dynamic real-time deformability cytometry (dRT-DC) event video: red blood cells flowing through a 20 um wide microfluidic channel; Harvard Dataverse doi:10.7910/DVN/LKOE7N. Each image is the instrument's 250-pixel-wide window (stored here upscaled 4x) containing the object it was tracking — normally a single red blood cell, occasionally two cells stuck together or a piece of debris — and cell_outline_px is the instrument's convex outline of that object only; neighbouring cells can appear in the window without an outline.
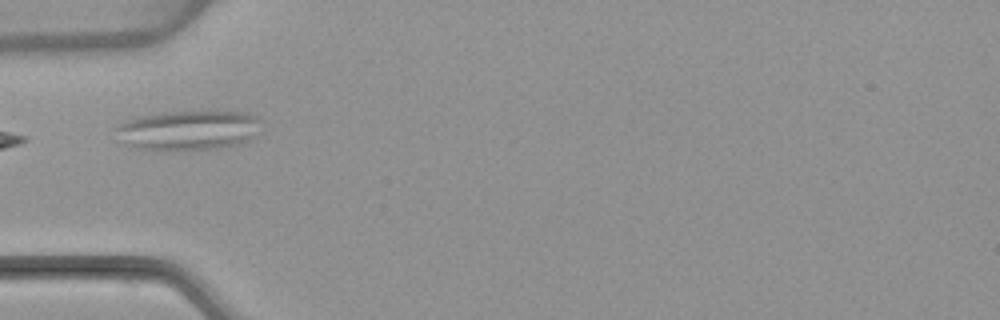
{"species": "common noctule bat (a hibernating species)", "species_latin": "Nyctalus noctula", "temperature_condition": "warm", "stored_images_in_passage": 3, "camera_frame_rate_fps": 3000, "um_per_image_px": 0.085, "animal": {"sex": "female", "body_mass_g": 22.7, "forearm_length_mm": 54.2}, "frame": {"image": 1, "passage_image": 1, "time_ms": 0.0, "image_size_px": [1000, 320], "cell_outline_px": [[264, 120], [256, 136], [240, 144], [220, 148], [172, 152], [140, 148], [124, 144], [116, 140], [112, 128], [128, 120], [140, 116], [160, 112], [244, 112], [256, 116]], "centroid_in_image_um": [15.98, 11.1], "position_along_channel_um": 69.0, "area_um2": 34.62}}
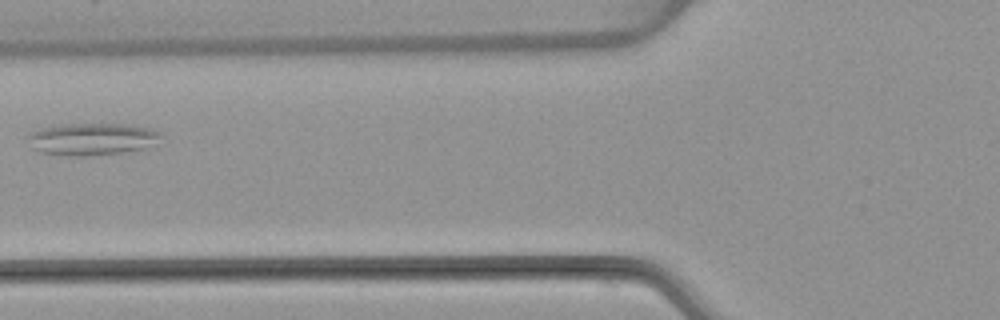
{"frame": {"image": 2, "passage_image": 2, "time_ms": 1.333, "image_size_px": [1000, 320], "cell_outline_px": [[160, 136], [144, 148], [120, 152], [88, 156], [64, 156], [40, 152], [32, 148], [28, 136], [28, 132], [40, 128], [56, 124], [128, 124], [148, 128], [160, 132]], "centroid_in_image_um": [7.7, 11.81], "position_along_channel_um": 118.1, "area_um2": 24.74}}